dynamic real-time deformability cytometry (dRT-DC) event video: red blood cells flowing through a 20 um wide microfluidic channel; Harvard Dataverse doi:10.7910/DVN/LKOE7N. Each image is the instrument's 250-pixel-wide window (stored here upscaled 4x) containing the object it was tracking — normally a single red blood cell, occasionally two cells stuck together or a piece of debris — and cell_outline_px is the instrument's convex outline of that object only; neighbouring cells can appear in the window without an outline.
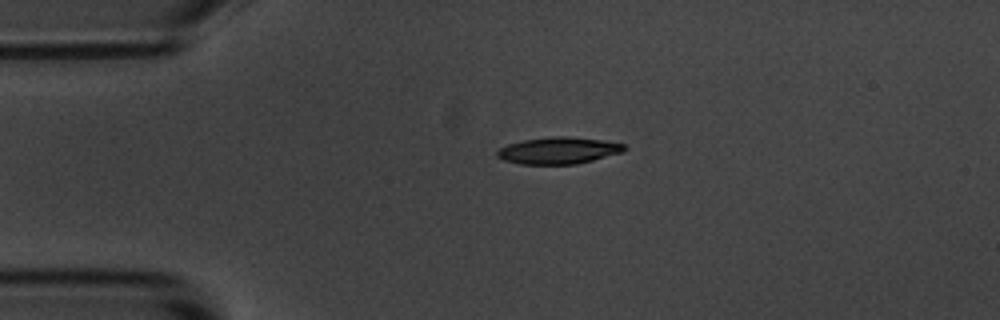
{"species": "common noctule bat (a hibernating species)", "species_latin": "Nyctalus noctula", "temperature_condition": "room temperature", "stored_images_in_passage": 44, "camera_frame_rate_fps": 3000, "um_per_image_px": 0.085, "animal": {"sex": "male", "body_mass_g": 20.1, "forearm_length_mm": 53.5}, "frame": {"image": 1, "passage_image": 1, "time_ms": 0.0, "image_size_px": [1000, 320], "cell_outline_px": [[628, 148], [624, 152], [576, 164], [520, 164], [504, 160], [496, 156], [496, 152], [500, 148], [508, 144], [524, 140], [556, 136], [568, 136], [604, 140], [624, 144]], "centroid_in_image_um": [47.5, 12.79], "position_along_channel_um": 37.5, "area_um2": 19.83}}
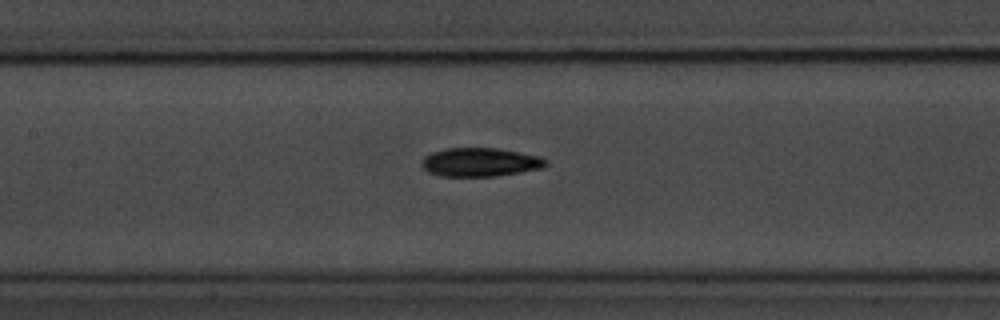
{"frame": {"image": 2, "passage_image": 14, "time_ms": 4.333, "image_size_px": [1000, 320], "cell_outline_px": [[548, 164], [540, 168], [496, 176], [440, 176], [428, 172], [420, 164], [420, 160], [424, 156], [432, 152], [448, 148], [496, 148], [540, 156], [548, 160]], "centroid_in_image_um": [40.77, 13.78], "position_along_channel_um": 166.6, "area_um2": 20.69}}
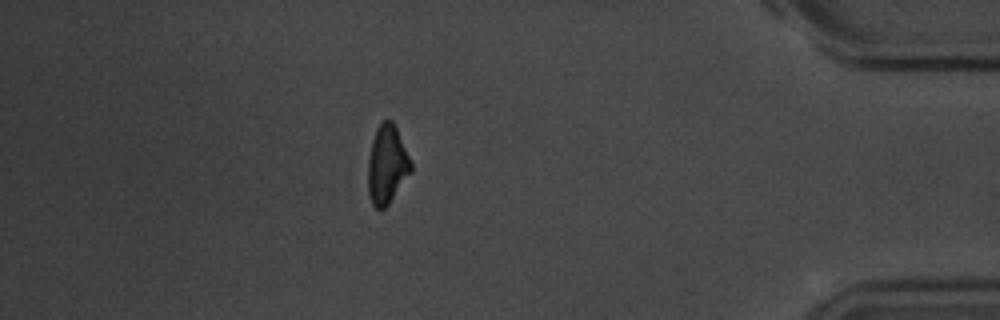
{"frame": {"image": 3, "passage_image": 37, "time_ms": 12.0, "image_size_px": [1000, 320], "cell_outline_px": [[412, 172], [388, 204], [384, 208], [376, 208], [372, 204], [368, 196], [368, 160], [372, 140], [376, 128], [384, 120], [392, 120], [396, 128], [412, 164]], "centroid_in_image_um": [32.88, 14.01], "position_along_channel_um": 402.3, "area_um2": 19.54}, "authors_computed_cell_mechanics": {"area_um2": 19.9988, "velocity_mm_per_s": 3.6462, "shape_relaxation_time_tau1_ms": 3.1657, "shape_relaxation_time_tau2_ms": 5.7801, "deformation_change_tau1": 0.1415, "deformation_change_tau2": 0.1429}}